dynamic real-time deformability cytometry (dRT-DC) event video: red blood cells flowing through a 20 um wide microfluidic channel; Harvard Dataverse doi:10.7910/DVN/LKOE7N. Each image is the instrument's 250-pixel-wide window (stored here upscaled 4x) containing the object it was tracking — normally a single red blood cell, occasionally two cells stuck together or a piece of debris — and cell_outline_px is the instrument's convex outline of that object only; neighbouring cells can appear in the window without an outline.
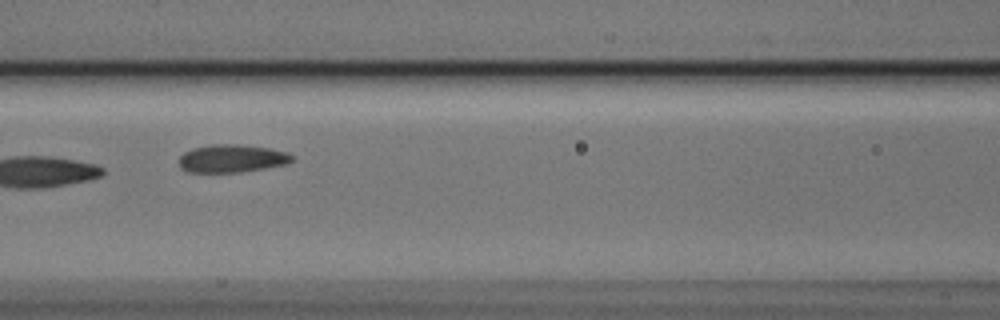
{"species": "Egyptian fruit bat (a non-hibernating species)", "species_latin": "Rousettus aegyptiacus", "temperature_condition": "cold", "stored_images_in_passage": 7, "camera_frame_rate_fps": 3000, "um_per_image_px": 0.085, "animal": {"sex": "male"}, "frame": {"image": 1, "passage_image": 3, "time_ms": 0.667, "image_size_px": [1000, 320], "cell_outline_px": [[296, 160], [288, 164], [240, 172], [188, 172], [180, 168], [180, 156], [184, 152], [192, 148], [212, 144], [236, 144], [268, 148], [288, 152]], "centroid_in_image_um": [19.73, 13.47], "position_along_channel_um": 146.9, "area_um2": 18.44}}
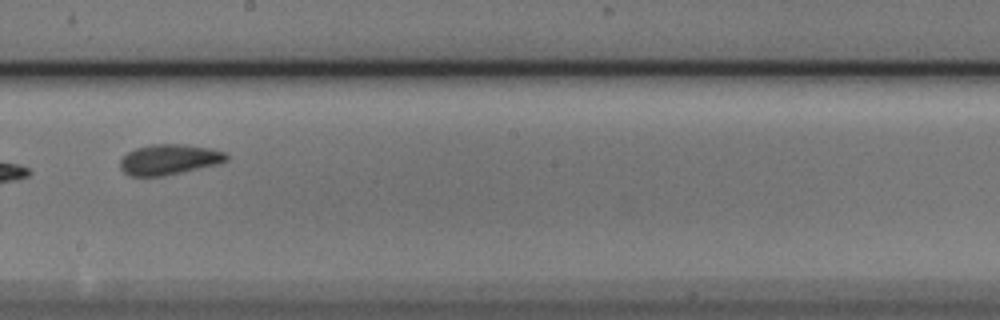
{"frame": {"image": 2, "passage_image": 5, "time_ms": 1.333, "image_size_px": [1000, 320], "cell_outline_px": [[228, 160], [220, 164], [160, 176], [132, 176], [124, 172], [120, 168], [120, 160], [128, 152], [136, 148], [152, 144], [188, 144], [212, 148], [228, 152]], "centroid_in_image_um": [14.43, 13.54], "position_along_channel_um": 233.8, "area_um2": 18.96}}
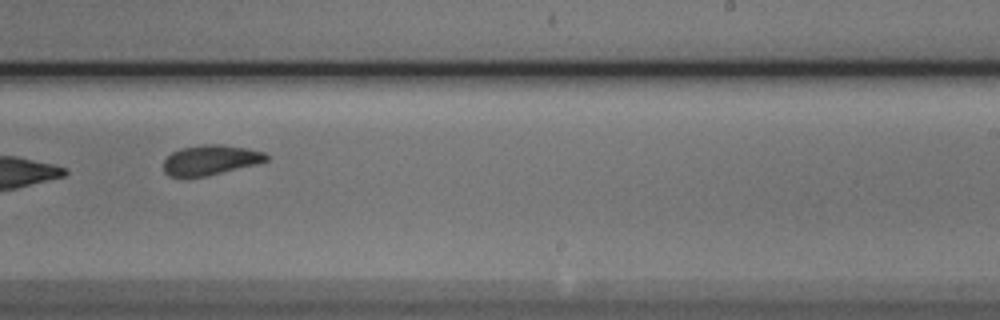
{"frame": {"image": 3, "passage_image": 6, "time_ms": 1.667, "image_size_px": [1000, 320], "cell_outline_px": [[268, 160], [256, 164], [208, 176], [168, 176], [164, 172], [164, 160], [172, 152], [180, 148], [200, 144], [220, 144], [248, 148], [264, 152], [268, 156]], "centroid_in_image_um": [17.89, 13.59], "position_along_channel_um": 271.1, "area_um2": 17.98}}